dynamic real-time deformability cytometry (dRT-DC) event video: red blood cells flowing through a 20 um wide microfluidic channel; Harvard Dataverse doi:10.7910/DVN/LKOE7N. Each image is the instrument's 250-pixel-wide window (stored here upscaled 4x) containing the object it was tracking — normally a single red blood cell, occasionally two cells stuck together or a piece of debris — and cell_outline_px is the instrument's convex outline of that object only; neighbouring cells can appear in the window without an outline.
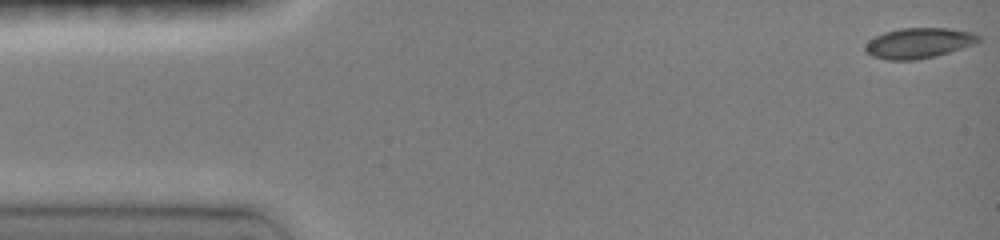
{"species": "common noctule bat (a hibernating species)", "species_latin": "Nyctalus noctula", "temperature_condition": "room temperature", "stored_images_in_passage": 49, "camera_frame_rate_fps": 3000, "um_per_image_px": 0.085, "animal": {"sex": "female", "body_mass_g": 19.0, "forearm_length_mm": 51.5}, "frame": {"image": 1, "passage_image": 1, "time_ms": 0.0, "image_size_px": [1000, 240], "cell_outline_px": [[980, 40], [976, 44], [936, 56], [916, 60], [888, 60], [872, 56], [864, 52], [864, 44], [868, 40], [884, 32], [900, 28], [948, 28], [972, 32], [980, 36]], "centroid_in_image_um": [78.07, 3.66], "position_along_channel_um": 6.9, "area_um2": 20.29}}
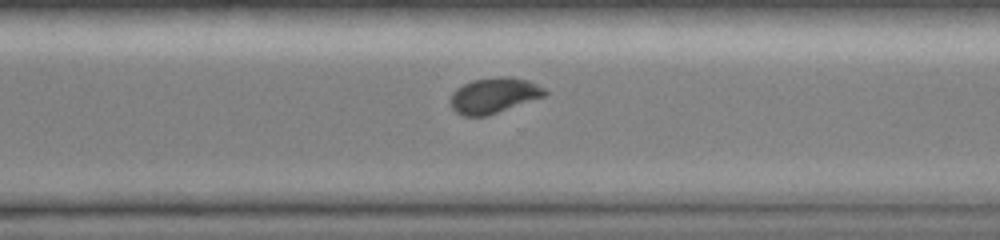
{"frame": {"image": 2, "passage_image": 37, "time_ms": 11.0, "image_size_px": [1000, 240], "cell_outline_px": [[548, 92], [544, 96], [488, 116], [464, 116], [456, 112], [452, 108], [452, 92], [456, 88], [472, 80], [496, 76], [508, 76], [528, 80], [544, 88]], "centroid_in_image_um": [41.98, 8.1], "position_along_channel_um": 328.6, "area_um2": 19.48}}
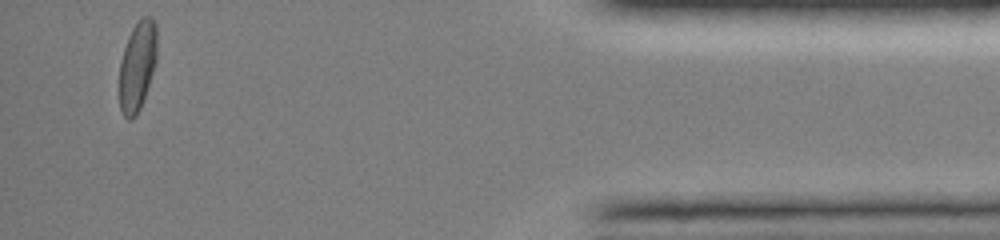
{"frame": {"image": 3, "passage_image": 48, "time_ms": 14.667, "image_size_px": [1000, 240], "cell_outline_px": [[156, 60], [140, 108], [136, 116], [132, 120], [128, 120], [124, 116], [120, 108], [120, 60], [128, 36], [132, 28], [144, 16], [152, 16], [156, 20]], "centroid_in_image_um": [11.67, 5.58], "position_along_channel_um": 423.5, "area_um2": 19.42}, "authors_computed_cell_mechanics": {"area_um2": 20.1144, "velocity_mm_per_s": 4.043, "shape_relaxation_time_tau1_ms": 8.3729, "shape_relaxation_time_tau2_ms": null, "deformation_change_tau1": 0.2063, "deformation_change_tau2": null}}